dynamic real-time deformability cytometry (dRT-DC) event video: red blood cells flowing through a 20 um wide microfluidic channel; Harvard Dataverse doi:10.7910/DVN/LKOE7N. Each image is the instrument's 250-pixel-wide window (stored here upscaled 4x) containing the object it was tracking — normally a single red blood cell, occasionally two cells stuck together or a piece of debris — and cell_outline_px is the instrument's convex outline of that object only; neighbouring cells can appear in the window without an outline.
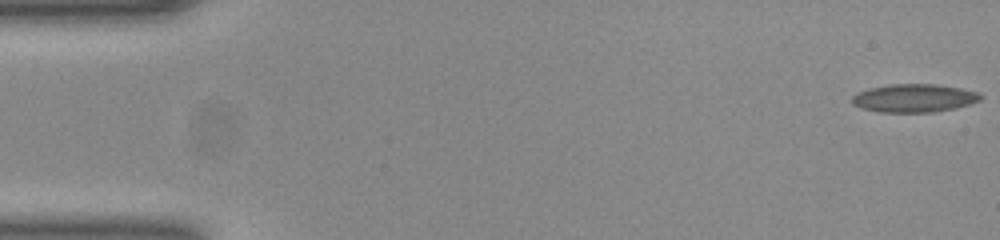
{"species": "common noctule bat (a hibernating species)", "species_latin": "Nyctalus noctula", "temperature_condition": "room temperature", "stored_images_in_passage": 53, "camera_frame_rate_fps": 3000, "um_per_image_px": 0.085, "animal": {"sex": "female", "body_mass_g": 23.0, "forearm_length_mm": 53.4}, "frame": {"image": 1, "passage_image": 1, "time_ms": 0.0, "image_size_px": [1000, 240], "cell_outline_px": [[984, 96], [980, 100], [968, 104], [952, 108], [932, 112], [880, 112], [864, 108], [852, 104], [852, 96], [868, 88], [892, 84], [932, 84], [960, 88], [976, 92]], "centroid_in_image_um": [77.68, 8.33], "position_along_channel_um": 7.3, "area_um2": 20.75}}
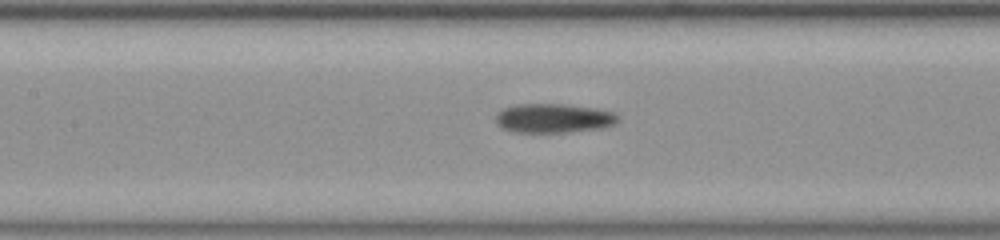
{"frame": {"image": 2, "passage_image": 24, "time_ms": 7.667, "image_size_px": [1000, 240], "cell_outline_px": [[620, 120], [612, 124], [600, 128], [568, 132], [516, 132], [504, 128], [496, 124], [496, 116], [504, 108], [516, 104], [568, 104], [616, 112], [620, 116]], "centroid_in_image_um": [47.08, 10.04], "position_along_channel_um": 160.3, "area_um2": 20.69}}
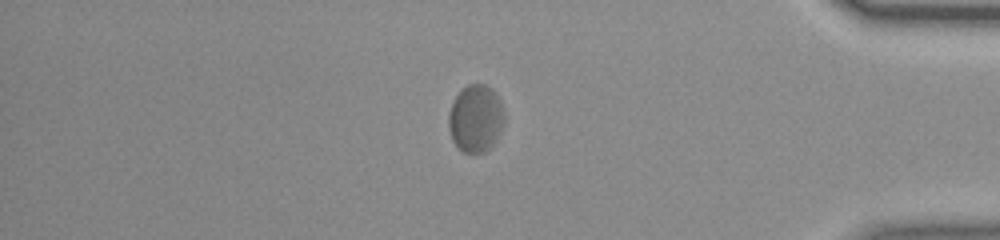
{"frame": {"image": 3, "passage_image": 45, "time_ms": 14.667, "image_size_px": [1000, 240], "cell_outline_px": [[504, 120], [500, 132], [492, 144], [484, 152], [464, 152], [452, 140], [448, 124], [448, 116], [452, 104], [456, 96], [468, 84], [484, 84], [492, 88], [496, 92], [500, 100], [504, 116]], "centroid_in_image_um": [40.44, 10.04], "position_along_channel_um": 394.8, "area_um2": 21.56}, "authors_computed_cell_mechanics": {"area_um2": 20.7502, "velocity_mm_per_s": 3.8224, "shape_relaxation_time_tau1_ms": null, "shape_relaxation_time_tau2_ms": 2.0722, "deformation_change_tau1": null, "deformation_change_tau2": 0.0742}}